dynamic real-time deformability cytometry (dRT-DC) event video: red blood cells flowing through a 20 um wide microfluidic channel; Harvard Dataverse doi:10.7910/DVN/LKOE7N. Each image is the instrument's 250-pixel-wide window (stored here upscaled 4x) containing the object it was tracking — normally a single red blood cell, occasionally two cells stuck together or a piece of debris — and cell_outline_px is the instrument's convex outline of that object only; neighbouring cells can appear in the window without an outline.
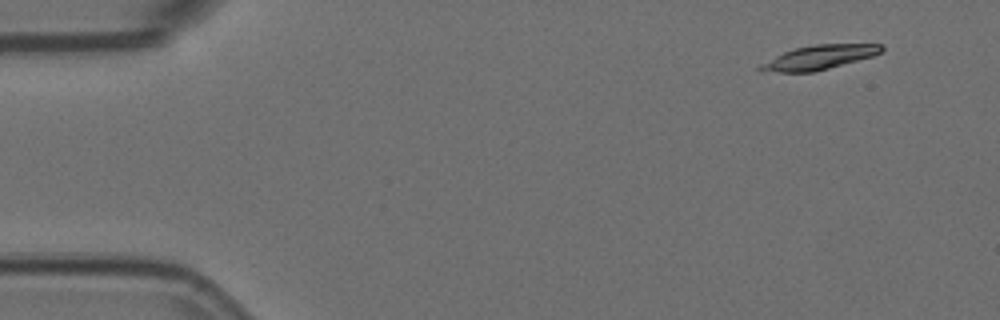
{"species": "Egyptian fruit bat (a non-hibernating species)", "species_latin": "Rousettus aegyptiacus", "temperature_condition": "room temperature", "stored_images_in_passage": 10, "camera_frame_rate_fps": 3000, "um_per_image_px": 0.085, "animal": {"sex": "female"}, "frame": {"image": 1, "passage_image": 1, "time_ms": 0.0, "image_size_px": [1000, 320], "cell_outline_px": [[884, 48], [880, 52], [872, 56], [828, 68], [812, 72], [760, 72], [756, 68], [760, 64], [784, 52], [796, 48], [812, 44], [884, 44]], "centroid_in_image_um": [69.58, 4.87], "position_along_channel_um": 15.4, "area_um2": 16.94}}